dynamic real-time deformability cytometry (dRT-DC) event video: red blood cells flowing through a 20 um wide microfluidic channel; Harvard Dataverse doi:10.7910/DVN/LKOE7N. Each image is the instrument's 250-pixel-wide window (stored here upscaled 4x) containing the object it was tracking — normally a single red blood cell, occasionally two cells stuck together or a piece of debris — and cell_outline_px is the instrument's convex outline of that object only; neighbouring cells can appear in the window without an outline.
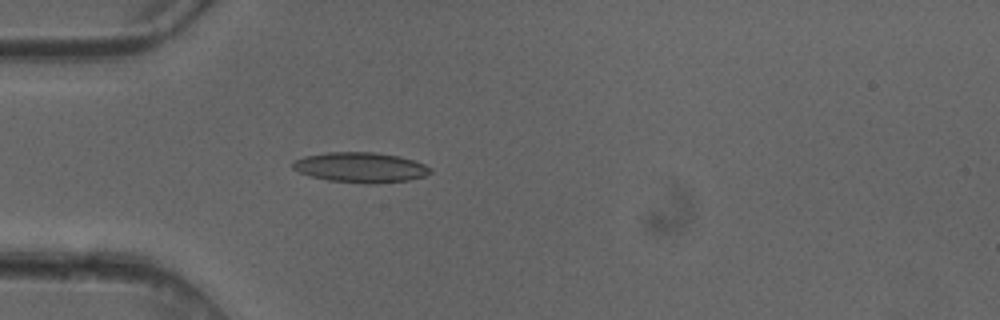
{"species": "common noctule bat (a hibernating species)", "species_latin": "Nyctalus noctula", "temperature_condition": "cold", "stored_images_in_passage": 4, "camera_frame_rate_fps": 3000, "um_per_image_px": 0.085, "animal": {"sex": "female"}, "frame": {"image": 1, "passage_image": 4, "time_ms": 1.0, "image_size_px": [1000, 320], "cell_outline_px": [[432, 172], [424, 176], [408, 180], [376, 184], [364, 184], [328, 180], [308, 176], [292, 168], [292, 160], [304, 156], [324, 152], [376, 152], [400, 156], [424, 164], [432, 168]], "centroid_in_image_um": [30.62, 14.23], "position_along_channel_um": 54.4, "area_um2": 24.51}}